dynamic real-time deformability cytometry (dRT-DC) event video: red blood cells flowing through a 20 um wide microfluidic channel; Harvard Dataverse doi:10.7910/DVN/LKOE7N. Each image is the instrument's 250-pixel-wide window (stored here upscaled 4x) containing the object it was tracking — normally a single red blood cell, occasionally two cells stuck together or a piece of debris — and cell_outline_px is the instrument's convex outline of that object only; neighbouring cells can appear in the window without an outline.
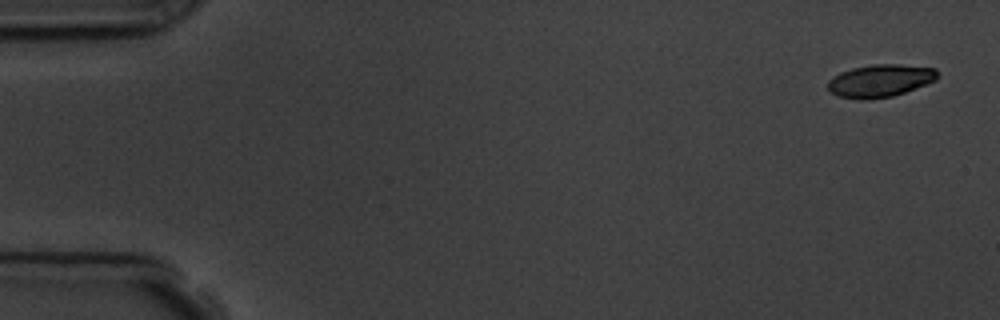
{"species": "common noctule bat (a hibernating species)", "species_latin": "Nyctalus noctula", "temperature_condition": "room temperature", "stored_images_in_passage": 5, "camera_frame_rate_fps": 3000, "um_per_image_px": 0.085, "animal": {"sex": "male", "body_mass_g": 19.5, "forearm_length_mm": 54.6}, "frame": {"image": 1, "passage_image": 1, "time_ms": 0.0, "image_size_px": [1000, 320], "cell_outline_px": [[940, 76], [936, 80], [916, 88], [892, 96], [868, 100], [860, 100], [836, 96], [828, 88], [828, 80], [832, 76], [840, 72], [852, 68], [872, 64], [900, 64], [936, 68]], "centroid_in_image_um": [74.81, 6.86], "position_along_channel_um": 10.2, "area_um2": 21.1}}
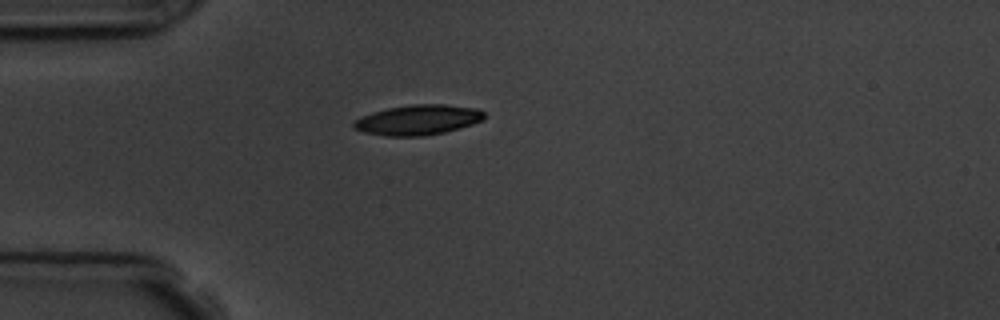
{"frame": {"image": 2, "passage_image": 5, "time_ms": 4.333, "image_size_px": [1000, 320], "cell_outline_px": [[484, 120], [472, 124], [444, 132], [424, 136], [388, 136], [364, 132], [352, 128], [352, 124], [356, 120], [372, 112], [388, 108], [412, 104], [444, 104], [476, 108], [484, 112]], "centroid_in_image_um": [35.53, 10.19], "position_along_channel_um": 49.5, "area_um2": 22.77}}